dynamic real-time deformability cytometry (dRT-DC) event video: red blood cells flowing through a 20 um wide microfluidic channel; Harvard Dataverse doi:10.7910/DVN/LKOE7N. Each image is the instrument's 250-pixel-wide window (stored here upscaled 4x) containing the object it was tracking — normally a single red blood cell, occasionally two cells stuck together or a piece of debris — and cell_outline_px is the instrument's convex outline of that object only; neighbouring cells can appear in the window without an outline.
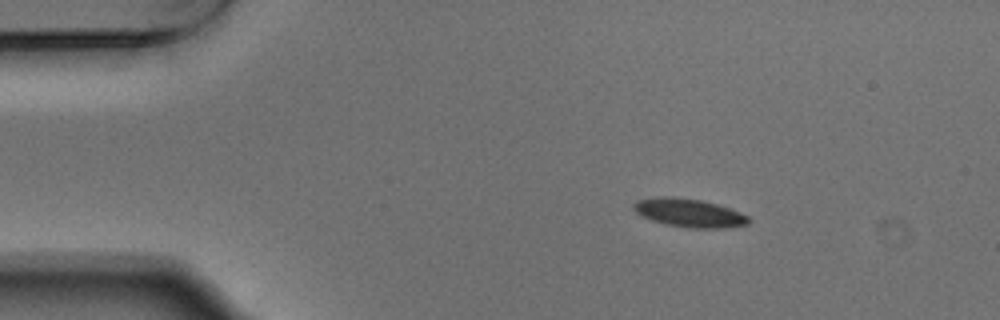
{"species": "Egyptian fruit bat (a non-hibernating species)", "species_latin": "Rousettus aegyptiacus", "temperature_condition": "warm", "stored_images_in_passage": 46, "camera_frame_rate_fps": 3000, "um_per_image_px": 0.085, "animal": {"sex": "male"}, "frame": {"image": 1, "passage_image": 1, "time_ms": 0.0, "image_size_px": [1000, 320], "cell_outline_px": [[752, 220], [748, 224], [724, 228], [688, 228], [664, 224], [652, 220], [636, 212], [632, 208], [632, 204], [636, 200], [660, 196], [668, 196], [700, 200], [716, 204], [740, 212], [748, 216]], "centroid_in_image_um": [58.57, 18.1], "position_along_channel_um": 26.4, "area_um2": 19.02}}
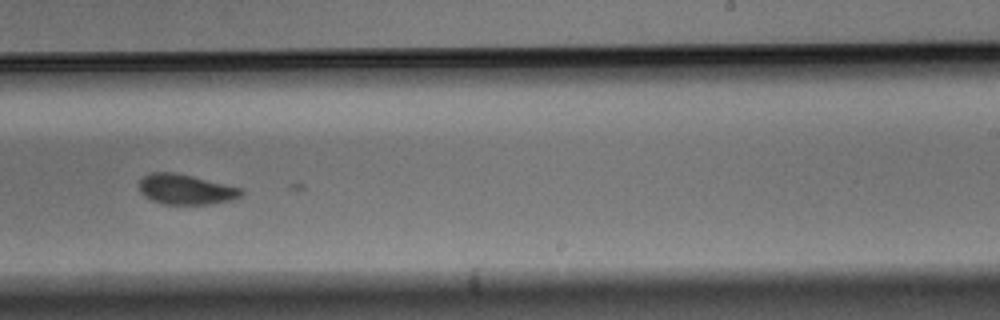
{"frame": {"image": 2, "passage_image": 26, "time_ms": 8.333, "image_size_px": [1000, 320], "cell_outline_px": [[244, 192], [240, 196], [232, 200], [212, 204], [160, 204], [144, 196], [140, 192], [140, 180], [144, 176], [152, 172], [176, 172], [244, 188]], "centroid_in_image_um": [15.82, 16.1], "position_along_channel_um": 273.2, "area_um2": 18.15}}
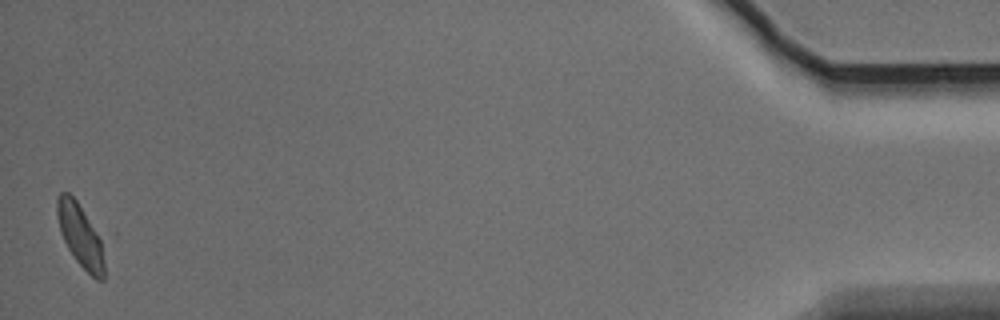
{"frame": {"image": 3, "passage_image": 46, "time_ms": 15.0, "image_size_px": [1000, 320], "cell_outline_px": [[104, 280], [96, 280], [76, 260], [68, 248], [60, 232], [56, 216], [56, 200], [60, 192], [68, 192], [76, 200], [100, 236], [104, 260]], "centroid_in_image_um": [6.81, 20.01], "position_along_channel_um": 428.4, "area_um2": 17.17}}